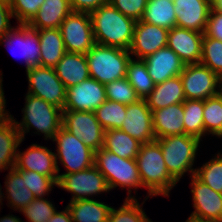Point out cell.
<instances>
[{"label": "cell", "mask_w": 222, "mask_h": 222, "mask_svg": "<svg viewBox=\"0 0 222 222\" xmlns=\"http://www.w3.org/2000/svg\"><path fill=\"white\" fill-rule=\"evenodd\" d=\"M3 73H2V71H0V79H3Z\"/></svg>", "instance_id": "cell-55"}, {"label": "cell", "mask_w": 222, "mask_h": 222, "mask_svg": "<svg viewBox=\"0 0 222 222\" xmlns=\"http://www.w3.org/2000/svg\"><path fill=\"white\" fill-rule=\"evenodd\" d=\"M72 11L91 13L100 6L108 4L109 0H69Z\"/></svg>", "instance_id": "cell-45"}, {"label": "cell", "mask_w": 222, "mask_h": 222, "mask_svg": "<svg viewBox=\"0 0 222 222\" xmlns=\"http://www.w3.org/2000/svg\"><path fill=\"white\" fill-rule=\"evenodd\" d=\"M200 63L208 67L218 76L222 75V41L204 34Z\"/></svg>", "instance_id": "cell-39"}, {"label": "cell", "mask_w": 222, "mask_h": 222, "mask_svg": "<svg viewBox=\"0 0 222 222\" xmlns=\"http://www.w3.org/2000/svg\"><path fill=\"white\" fill-rule=\"evenodd\" d=\"M48 222H73L72 216L67 208V206L64 208V210L59 211L57 210L49 219Z\"/></svg>", "instance_id": "cell-48"}, {"label": "cell", "mask_w": 222, "mask_h": 222, "mask_svg": "<svg viewBox=\"0 0 222 222\" xmlns=\"http://www.w3.org/2000/svg\"><path fill=\"white\" fill-rule=\"evenodd\" d=\"M8 171L4 182V193H6L4 195H6L7 206L14 211L20 212L35 199V196L28 187L24 186V179L15 168H11Z\"/></svg>", "instance_id": "cell-28"}, {"label": "cell", "mask_w": 222, "mask_h": 222, "mask_svg": "<svg viewBox=\"0 0 222 222\" xmlns=\"http://www.w3.org/2000/svg\"><path fill=\"white\" fill-rule=\"evenodd\" d=\"M109 3L123 15L139 21L144 14L147 0H109Z\"/></svg>", "instance_id": "cell-43"}, {"label": "cell", "mask_w": 222, "mask_h": 222, "mask_svg": "<svg viewBox=\"0 0 222 222\" xmlns=\"http://www.w3.org/2000/svg\"><path fill=\"white\" fill-rule=\"evenodd\" d=\"M213 155L215 156L196 168L194 175L215 192L222 194V152Z\"/></svg>", "instance_id": "cell-36"}, {"label": "cell", "mask_w": 222, "mask_h": 222, "mask_svg": "<svg viewBox=\"0 0 222 222\" xmlns=\"http://www.w3.org/2000/svg\"><path fill=\"white\" fill-rule=\"evenodd\" d=\"M3 90V79H0V127L6 125L12 120V116L10 111H8L6 107V99Z\"/></svg>", "instance_id": "cell-47"}, {"label": "cell", "mask_w": 222, "mask_h": 222, "mask_svg": "<svg viewBox=\"0 0 222 222\" xmlns=\"http://www.w3.org/2000/svg\"><path fill=\"white\" fill-rule=\"evenodd\" d=\"M16 170L34 171L38 174L52 177L58 182V169L55 151L46 146L31 144L25 151L17 149Z\"/></svg>", "instance_id": "cell-16"}, {"label": "cell", "mask_w": 222, "mask_h": 222, "mask_svg": "<svg viewBox=\"0 0 222 222\" xmlns=\"http://www.w3.org/2000/svg\"><path fill=\"white\" fill-rule=\"evenodd\" d=\"M94 165L104 175L108 188L111 191L117 187L127 190L126 199H136L132 190L143 188L136 159H126L106 150L95 152Z\"/></svg>", "instance_id": "cell-4"}, {"label": "cell", "mask_w": 222, "mask_h": 222, "mask_svg": "<svg viewBox=\"0 0 222 222\" xmlns=\"http://www.w3.org/2000/svg\"><path fill=\"white\" fill-rule=\"evenodd\" d=\"M126 78L140 99H145L155 87L143 59L131 57L127 65Z\"/></svg>", "instance_id": "cell-32"}, {"label": "cell", "mask_w": 222, "mask_h": 222, "mask_svg": "<svg viewBox=\"0 0 222 222\" xmlns=\"http://www.w3.org/2000/svg\"><path fill=\"white\" fill-rule=\"evenodd\" d=\"M62 127L94 152L103 148L105 130L94 112L63 110Z\"/></svg>", "instance_id": "cell-11"}, {"label": "cell", "mask_w": 222, "mask_h": 222, "mask_svg": "<svg viewBox=\"0 0 222 222\" xmlns=\"http://www.w3.org/2000/svg\"><path fill=\"white\" fill-rule=\"evenodd\" d=\"M131 57L129 50L95 44L86 53L90 78L107 84L126 77Z\"/></svg>", "instance_id": "cell-6"}, {"label": "cell", "mask_w": 222, "mask_h": 222, "mask_svg": "<svg viewBox=\"0 0 222 222\" xmlns=\"http://www.w3.org/2000/svg\"><path fill=\"white\" fill-rule=\"evenodd\" d=\"M186 100L218 95V75L202 63L186 64L180 74Z\"/></svg>", "instance_id": "cell-13"}, {"label": "cell", "mask_w": 222, "mask_h": 222, "mask_svg": "<svg viewBox=\"0 0 222 222\" xmlns=\"http://www.w3.org/2000/svg\"><path fill=\"white\" fill-rule=\"evenodd\" d=\"M147 199L145 198L140 204L139 199H126L122 206L111 208L107 222H151L146 215L143 205Z\"/></svg>", "instance_id": "cell-34"}, {"label": "cell", "mask_w": 222, "mask_h": 222, "mask_svg": "<svg viewBox=\"0 0 222 222\" xmlns=\"http://www.w3.org/2000/svg\"><path fill=\"white\" fill-rule=\"evenodd\" d=\"M73 222H107L112 206L98 199H84L68 203Z\"/></svg>", "instance_id": "cell-27"}, {"label": "cell", "mask_w": 222, "mask_h": 222, "mask_svg": "<svg viewBox=\"0 0 222 222\" xmlns=\"http://www.w3.org/2000/svg\"><path fill=\"white\" fill-rule=\"evenodd\" d=\"M21 218H18L17 216H14L13 214L10 215H4L3 217H0V222H22Z\"/></svg>", "instance_id": "cell-49"}, {"label": "cell", "mask_w": 222, "mask_h": 222, "mask_svg": "<svg viewBox=\"0 0 222 222\" xmlns=\"http://www.w3.org/2000/svg\"><path fill=\"white\" fill-rule=\"evenodd\" d=\"M0 45L7 46L15 56L20 54L19 56L23 57L25 62L26 70L32 66H40L39 35L36 30L31 29L27 24H17L16 27H13L0 38ZM16 49L18 50L16 51ZM18 51L19 53H17Z\"/></svg>", "instance_id": "cell-14"}, {"label": "cell", "mask_w": 222, "mask_h": 222, "mask_svg": "<svg viewBox=\"0 0 222 222\" xmlns=\"http://www.w3.org/2000/svg\"><path fill=\"white\" fill-rule=\"evenodd\" d=\"M127 105L106 100L95 111L96 119L104 130L120 129L126 117Z\"/></svg>", "instance_id": "cell-35"}, {"label": "cell", "mask_w": 222, "mask_h": 222, "mask_svg": "<svg viewBox=\"0 0 222 222\" xmlns=\"http://www.w3.org/2000/svg\"><path fill=\"white\" fill-rule=\"evenodd\" d=\"M168 32L169 30L163 27L141 20L137 21L129 49L131 56L136 59H144L157 50L167 47Z\"/></svg>", "instance_id": "cell-17"}, {"label": "cell", "mask_w": 222, "mask_h": 222, "mask_svg": "<svg viewBox=\"0 0 222 222\" xmlns=\"http://www.w3.org/2000/svg\"><path fill=\"white\" fill-rule=\"evenodd\" d=\"M204 136H216L222 128V97L216 95L204 100Z\"/></svg>", "instance_id": "cell-37"}, {"label": "cell", "mask_w": 222, "mask_h": 222, "mask_svg": "<svg viewBox=\"0 0 222 222\" xmlns=\"http://www.w3.org/2000/svg\"><path fill=\"white\" fill-rule=\"evenodd\" d=\"M204 34L222 41V12L211 8Z\"/></svg>", "instance_id": "cell-44"}, {"label": "cell", "mask_w": 222, "mask_h": 222, "mask_svg": "<svg viewBox=\"0 0 222 222\" xmlns=\"http://www.w3.org/2000/svg\"><path fill=\"white\" fill-rule=\"evenodd\" d=\"M1 1H4V2L10 4V2H11L12 0H1Z\"/></svg>", "instance_id": "cell-54"}, {"label": "cell", "mask_w": 222, "mask_h": 222, "mask_svg": "<svg viewBox=\"0 0 222 222\" xmlns=\"http://www.w3.org/2000/svg\"><path fill=\"white\" fill-rule=\"evenodd\" d=\"M5 199V196H4V192L2 191V187H1V183H0V211H1V205L3 204L2 203V200H4Z\"/></svg>", "instance_id": "cell-52"}, {"label": "cell", "mask_w": 222, "mask_h": 222, "mask_svg": "<svg viewBox=\"0 0 222 222\" xmlns=\"http://www.w3.org/2000/svg\"><path fill=\"white\" fill-rule=\"evenodd\" d=\"M142 143L131 137L121 129L106 130L103 149L121 158L136 159Z\"/></svg>", "instance_id": "cell-30"}, {"label": "cell", "mask_w": 222, "mask_h": 222, "mask_svg": "<svg viewBox=\"0 0 222 222\" xmlns=\"http://www.w3.org/2000/svg\"><path fill=\"white\" fill-rule=\"evenodd\" d=\"M71 12L69 0H44L37 14L27 25L34 30L60 28Z\"/></svg>", "instance_id": "cell-23"}, {"label": "cell", "mask_w": 222, "mask_h": 222, "mask_svg": "<svg viewBox=\"0 0 222 222\" xmlns=\"http://www.w3.org/2000/svg\"><path fill=\"white\" fill-rule=\"evenodd\" d=\"M120 129L142 144L156 140L152 111L147 106L145 99L127 105L126 117Z\"/></svg>", "instance_id": "cell-18"}, {"label": "cell", "mask_w": 222, "mask_h": 222, "mask_svg": "<svg viewBox=\"0 0 222 222\" xmlns=\"http://www.w3.org/2000/svg\"><path fill=\"white\" fill-rule=\"evenodd\" d=\"M136 162L143 188L147 189L146 199L159 195L169 197L177 182L168 172L160 144L156 140L142 144Z\"/></svg>", "instance_id": "cell-2"}, {"label": "cell", "mask_w": 222, "mask_h": 222, "mask_svg": "<svg viewBox=\"0 0 222 222\" xmlns=\"http://www.w3.org/2000/svg\"><path fill=\"white\" fill-rule=\"evenodd\" d=\"M204 33L173 27L168 32L167 47L186 64L200 63Z\"/></svg>", "instance_id": "cell-19"}, {"label": "cell", "mask_w": 222, "mask_h": 222, "mask_svg": "<svg viewBox=\"0 0 222 222\" xmlns=\"http://www.w3.org/2000/svg\"><path fill=\"white\" fill-rule=\"evenodd\" d=\"M23 141L13 119L0 127V172L15 167L17 149Z\"/></svg>", "instance_id": "cell-29"}, {"label": "cell", "mask_w": 222, "mask_h": 222, "mask_svg": "<svg viewBox=\"0 0 222 222\" xmlns=\"http://www.w3.org/2000/svg\"><path fill=\"white\" fill-rule=\"evenodd\" d=\"M183 103L152 111L155 138L185 134Z\"/></svg>", "instance_id": "cell-22"}, {"label": "cell", "mask_w": 222, "mask_h": 222, "mask_svg": "<svg viewBox=\"0 0 222 222\" xmlns=\"http://www.w3.org/2000/svg\"><path fill=\"white\" fill-rule=\"evenodd\" d=\"M160 144L163 159L170 176L179 183L184 174H195V159L201 140L186 134L170 135L156 139Z\"/></svg>", "instance_id": "cell-5"}, {"label": "cell", "mask_w": 222, "mask_h": 222, "mask_svg": "<svg viewBox=\"0 0 222 222\" xmlns=\"http://www.w3.org/2000/svg\"><path fill=\"white\" fill-rule=\"evenodd\" d=\"M57 187L71 193V201L94 199L100 194L109 193L104 175L93 165L92 167L70 174L58 176Z\"/></svg>", "instance_id": "cell-8"}, {"label": "cell", "mask_w": 222, "mask_h": 222, "mask_svg": "<svg viewBox=\"0 0 222 222\" xmlns=\"http://www.w3.org/2000/svg\"><path fill=\"white\" fill-rule=\"evenodd\" d=\"M40 41V66L55 68L66 53L60 28L36 30Z\"/></svg>", "instance_id": "cell-26"}, {"label": "cell", "mask_w": 222, "mask_h": 222, "mask_svg": "<svg viewBox=\"0 0 222 222\" xmlns=\"http://www.w3.org/2000/svg\"><path fill=\"white\" fill-rule=\"evenodd\" d=\"M52 141L56 144L55 158L58 176L88 169L94 165L95 152L84 142L61 127ZM63 165L65 172L60 174L59 165Z\"/></svg>", "instance_id": "cell-7"}, {"label": "cell", "mask_w": 222, "mask_h": 222, "mask_svg": "<svg viewBox=\"0 0 222 222\" xmlns=\"http://www.w3.org/2000/svg\"><path fill=\"white\" fill-rule=\"evenodd\" d=\"M211 8L222 12V0H211Z\"/></svg>", "instance_id": "cell-50"}, {"label": "cell", "mask_w": 222, "mask_h": 222, "mask_svg": "<svg viewBox=\"0 0 222 222\" xmlns=\"http://www.w3.org/2000/svg\"><path fill=\"white\" fill-rule=\"evenodd\" d=\"M13 18L8 3L0 0V38L8 33L14 26H11L10 19Z\"/></svg>", "instance_id": "cell-46"}, {"label": "cell", "mask_w": 222, "mask_h": 222, "mask_svg": "<svg viewBox=\"0 0 222 222\" xmlns=\"http://www.w3.org/2000/svg\"><path fill=\"white\" fill-rule=\"evenodd\" d=\"M95 43L129 50L137 21L123 15L110 3L90 13Z\"/></svg>", "instance_id": "cell-1"}, {"label": "cell", "mask_w": 222, "mask_h": 222, "mask_svg": "<svg viewBox=\"0 0 222 222\" xmlns=\"http://www.w3.org/2000/svg\"><path fill=\"white\" fill-rule=\"evenodd\" d=\"M28 80L27 94L64 110L67 88L57 77L54 68L32 66L26 70Z\"/></svg>", "instance_id": "cell-9"}, {"label": "cell", "mask_w": 222, "mask_h": 222, "mask_svg": "<svg viewBox=\"0 0 222 222\" xmlns=\"http://www.w3.org/2000/svg\"><path fill=\"white\" fill-rule=\"evenodd\" d=\"M184 89L180 75L169 78L162 83L155 84L154 89L145 98L147 106L153 110L183 103L185 101Z\"/></svg>", "instance_id": "cell-24"}, {"label": "cell", "mask_w": 222, "mask_h": 222, "mask_svg": "<svg viewBox=\"0 0 222 222\" xmlns=\"http://www.w3.org/2000/svg\"><path fill=\"white\" fill-rule=\"evenodd\" d=\"M183 108V123L185 126V134L196 137L199 140L203 141L202 139L204 138V100H185L183 102Z\"/></svg>", "instance_id": "cell-33"}, {"label": "cell", "mask_w": 222, "mask_h": 222, "mask_svg": "<svg viewBox=\"0 0 222 222\" xmlns=\"http://www.w3.org/2000/svg\"><path fill=\"white\" fill-rule=\"evenodd\" d=\"M47 198H35L20 213L26 217L25 222H48L51 216L57 211L55 203Z\"/></svg>", "instance_id": "cell-41"}, {"label": "cell", "mask_w": 222, "mask_h": 222, "mask_svg": "<svg viewBox=\"0 0 222 222\" xmlns=\"http://www.w3.org/2000/svg\"><path fill=\"white\" fill-rule=\"evenodd\" d=\"M54 69L66 88L90 78L86 54L66 52Z\"/></svg>", "instance_id": "cell-25"}, {"label": "cell", "mask_w": 222, "mask_h": 222, "mask_svg": "<svg viewBox=\"0 0 222 222\" xmlns=\"http://www.w3.org/2000/svg\"><path fill=\"white\" fill-rule=\"evenodd\" d=\"M24 99L22 120L19 122L12 116L21 139H26V134L34 129V134H43L44 140H52L62 127L63 110L27 93Z\"/></svg>", "instance_id": "cell-3"}, {"label": "cell", "mask_w": 222, "mask_h": 222, "mask_svg": "<svg viewBox=\"0 0 222 222\" xmlns=\"http://www.w3.org/2000/svg\"><path fill=\"white\" fill-rule=\"evenodd\" d=\"M190 178L194 211L187 219L194 222H222V194L215 192L195 175Z\"/></svg>", "instance_id": "cell-12"}, {"label": "cell", "mask_w": 222, "mask_h": 222, "mask_svg": "<svg viewBox=\"0 0 222 222\" xmlns=\"http://www.w3.org/2000/svg\"><path fill=\"white\" fill-rule=\"evenodd\" d=\"M218 95L222 97V75L218 77Z\"/></svg>", "instance_id": "cell-51"}, {"label": "cell", "mask_w": 222, "mask_h": 222, "mask_svg": "<svg viewBox=\"0 0 222 222\" xmlns=\"http://www.w3.org/2000/svg\"><path fill=\"white\" fill-rule=\"evenodd\" d=\"M141 21L163 27H176V13L173 0H147Z\"/></svg>", "instance_id": "cell-31"}, {"label": "cell", "mask_w": 222, "mask_h": 222, "mask_svg": "<svg viewBox=\"0 0 222 222\" xmlns=\"http://www.w3.org/2000/svg\"><path fill=\"white\" fill-rule=\"evenodd\" d=\"M215 137H217L218 139L222 138V128H221V131Z\"/></svg>", "instance_id": "cell-53"}, {"label": "cell", "mask_w": 222, "mask_h": 222, "mask_svg": "<svg viewBox=\"0 0 222 222\" xmlns=\"http://www.w3.org/2000/svg\"><path fill=\"white\" fill-rule=\"evenodd\" d=\"M44 0H12L9 4L18 24H28L37 14Z\"/></svg>", "instance_id": "cell-42"}, {"label": "cell", "mask_w": 222, "mask_h": 222, "mask_svg": "<svg viewBox=\"0 0 222 222\" xmlns=\"http://www.w3.org/2000/svg\"><path fill=\"white\" fill-rule=\"evenodd\" d=\"M24 179V186L28 187L35 198H44L51 193L53 188L57 187V182L49 176L38 174L34 171L17 170ZM50 192V193H49Z\"/></svg>", "instance_id": "cell-40"}, {"label": "cell", "mask_w": 222, "mask_h": 222, "mask_svg": "<svg viewBox=\"0 0 222 222\" xmlns=\"http://www.w3.org/2000/svg\"><path fill=\"white\" fill-rule=\"evenodd\" d=\"M66 52L86 54L96 43L90 13L72 11L60 25Z\"/></svg>", "instance_id": "cell-10"}, {"label": "cell", "mask_w": 222, "mask_h": 222, "mask_svg": "<svg viewBox=\"0 0 222 222\" xmlns=\"http://www.w3.org/2000/svg\"><path fill=\"white\" fill-rule=\"evenodd\" d=\"M176 26L204 33L211 10V0H173Z\"/></svg>", "instance_id": "cell-20"}, {"label": "cell", "mask_w": 222, "mask_h": 222, "mask_svg": "<svg viewBox=\"0 0 222 222\" xmlns=\"http://www.w3.org/2000/svg\"><path fill=\"white\" fill-rule=\"evenodd\" d=\"M143 60L155 84L180 75L185 67V63L169 47L161 48Z\"/></svg>", "instance_id": "cell-21"}, {"label": "cell", "mask_w": 222, "mask_h": 222, "mask_svg": "<svg viewBox=\"0 0 222 222\" xmlns=\"http://www.w3.org/2000/svg\"><path fill=\"white\" fill-rule=\"evenodd\" d=\"M106 100L129 105L140 100L126 77L105 84Z\"/></svg>", "instance_id": "cell-38"}, {"label": "cell", "mask_w": 222, "mask_h": 222, "mask_svg": "<svg viewBox=\"0 0 222 222\" xmlns=\"http://www.w3.org/2000/svg\"><path fill=\"white\" fill-rule=\"evenodd\" d=\"M106 101L105 84L93 78L67 88L64 110L94 112Z\"/></svg>", "instance_id": "cell-15"}]
</instances>
